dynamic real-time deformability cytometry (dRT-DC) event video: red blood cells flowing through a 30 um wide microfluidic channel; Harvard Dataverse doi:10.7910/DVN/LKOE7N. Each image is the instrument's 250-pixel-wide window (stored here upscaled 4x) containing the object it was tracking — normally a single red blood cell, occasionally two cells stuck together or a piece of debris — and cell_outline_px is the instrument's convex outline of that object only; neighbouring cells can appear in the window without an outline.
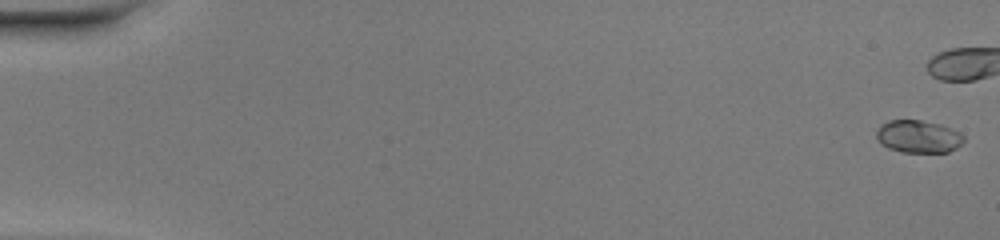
{"species": "common noctule bat (a hibernating species)", "species_latin": "Nyctalus noctula", "temperature_condition": "warm", "stored_images_in_passage": 40, "camera_frame_rate_fps": 3000, "um_per_image_px": 0.085, "animal": {"sex": "female", "body_mass_g": 20.0, "forearm_length_mm": 54.0}, "frame": {"image": 1, "passage_image": 1, "time_ms": 0.0, "image_size_px": [1000, 240], "cell_outline_px": [[964, 140], [956, 148], [948, 152], [900, 152], [888, 148], [880, 144], [876, 136], [876, 132], [880, 124], [888, 120], [920, 120], [940, 124], [952, 128], [960, 132], [964, 136]], "centroid_in_image_um": [78.04, 11.6], "position_along_channel_um": 7.0, "area_um2": 16.76}}